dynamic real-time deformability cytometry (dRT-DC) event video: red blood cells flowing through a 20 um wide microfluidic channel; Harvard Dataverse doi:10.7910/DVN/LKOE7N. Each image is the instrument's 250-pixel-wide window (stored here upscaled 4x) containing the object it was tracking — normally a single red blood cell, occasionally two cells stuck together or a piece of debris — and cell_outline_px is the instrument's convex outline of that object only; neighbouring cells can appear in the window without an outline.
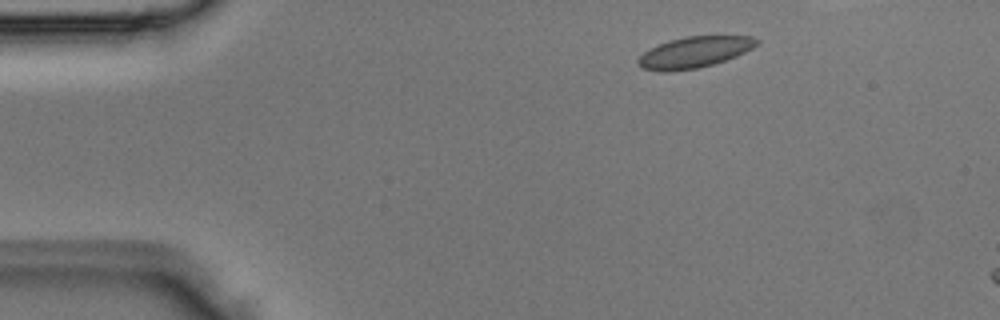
{"species": "Egyptian fruit bat (a non-hibernating species)", "species_latin": "Rousettus aegyptiacus", "temperature_condition": "room temperature", "stored_images_in_passage": 3, "camera_frame_rate_fps": 3000, "um_per_image_px": 0.085, "animal": {"sex": "male"}, "frame": {"image": 1, "passage_image": 1, "time_ms": 0.0, "image_size_px": [1000, 320], "cell_outline_px": [[760, 44], [736, 56], [712, 64], [696, 68], [672, 72], [660, 72], [644, 68], [636, 64], [636, 60], [644, 52], [668, 40], [688, 36], [752, 36], [760, 40]], "centroid_in_image_um": [59.02, 4.44], "position_along_channel_um": 26.0, "area_um2": 21.44}}